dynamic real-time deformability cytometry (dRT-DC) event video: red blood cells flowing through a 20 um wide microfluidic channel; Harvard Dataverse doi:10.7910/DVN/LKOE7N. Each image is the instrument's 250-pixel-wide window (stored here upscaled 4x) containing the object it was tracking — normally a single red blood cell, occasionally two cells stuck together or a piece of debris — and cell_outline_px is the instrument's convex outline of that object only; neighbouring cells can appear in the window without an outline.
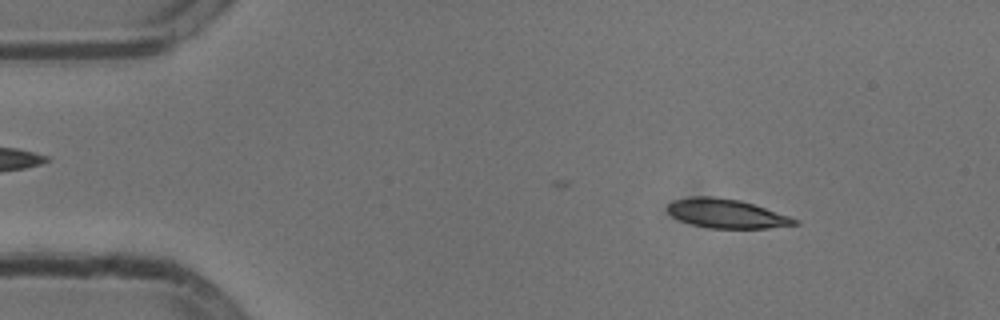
{"species": "common noctule bat (a hibernating species)", "species_latin": "Nyctalus noctula", "temperature_condition": "cold", "stored_images_in_passage": 43, "camera_frame_rate_fps": 3000, "um_per_image_px": 0.085, "animal": {"sex": "male", "body_mass_g": 13.3}, "frame": {"image": 1, "passage_image": 8, "time_ms": 2.333, "image_size_px": [1000, 320], "cell_outline_px": [[800, 224], [768, 228], [708, 228], [692, 224], [680, 220], [672, 216], [668, 212], [668, 204], [672, 200], [692, 196], [712, 196], [740, 200], [800, 220]], "centroid_in_image_um": [61.73, 18.15], "position_along_channel_um": 23.3, "area_um2": 21.39}}
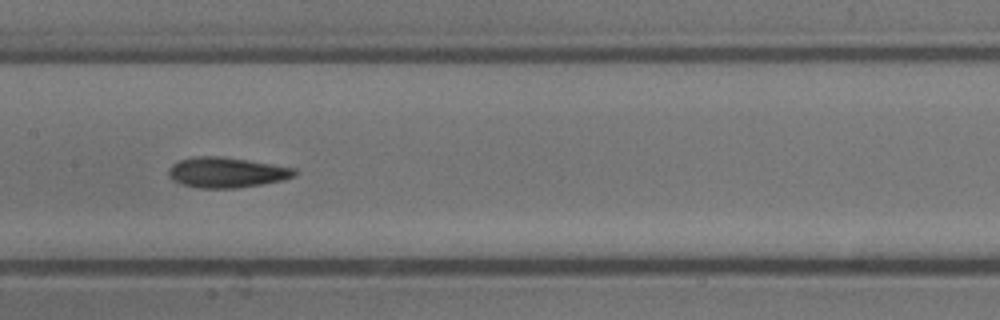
{"frame": {"image": 2, "passage_image": 27, "time_ms": 8.667, "image_size_px": [1000, 320], "cell_outline_px": [[296, 176], [280, 180], [260, 184], [236, 188], [200, 188], [184, 184], [172, 180], [168, 176], [168, 172], [172, 164], [180, 160], [196, 156], [220, 156], [296, 168]], "centroid_in_image_um": [19.23, 14.65], "position_along_channel_um": 188.2, "area_um2": 21.96}}
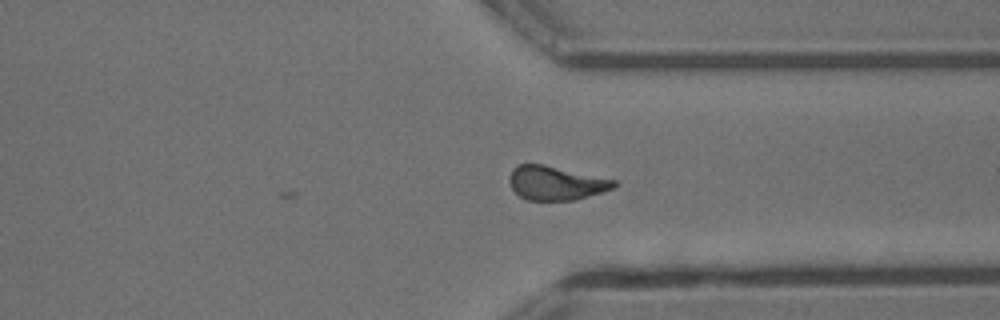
{"frame": {"image": 3, "passage_image": 41, "time_ms": 13.333, "image_size_px": [1000, 320], "cell_outline_px": [[620, 184], [616, 188], [576, 200], [528, 200], [520, 196], [512, 188], [508, 180], [508, 176], [512, 168], [516, 164], [544, 164], [616, 180]], "centroid_in_image_um": [47.27, 15.55], "position_along_channel_um": 364.1, "area_um2": 20.98}, "authors_computed_cell_mechanics": {"area_um2": 21.386, "velocity_mm_per_s": 3.7935, "shape_relaxation_time_tau1_ms": 11.2626, "shape_relaxation_time_tau2_ms": 3.1829, "deformation_change_tau1": 0.2453, "deformation_change_tau2": 0.1089}}